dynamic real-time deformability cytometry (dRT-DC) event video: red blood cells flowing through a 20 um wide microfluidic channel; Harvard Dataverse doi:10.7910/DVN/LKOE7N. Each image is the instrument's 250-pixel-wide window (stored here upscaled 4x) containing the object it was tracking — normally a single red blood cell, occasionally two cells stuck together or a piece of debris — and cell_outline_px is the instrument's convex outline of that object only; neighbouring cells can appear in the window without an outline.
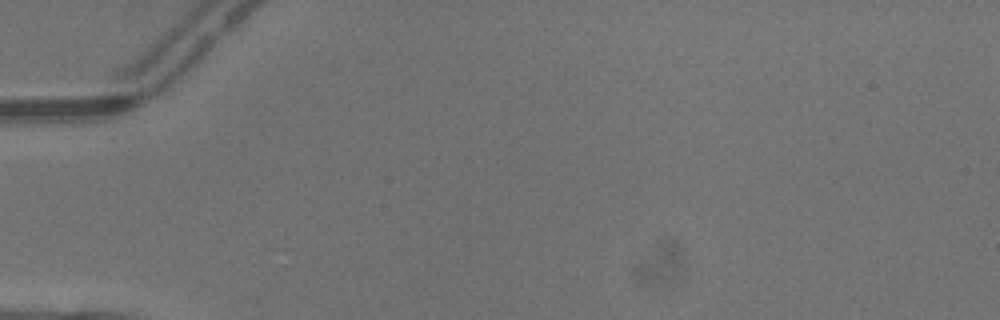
{"species": "common noctule bat (a hibernating species)", "species_latin": "Nyctalus noctula", "temperature_condition": "warm", "stored_images_in_passage": 2, "camera_frame_rate_fps": 3000, "um_per_image_px": 0.085, "animal": {"sex": "male", "body_mass_g": 13.3}, "frame": {"image": 1, "passage_image": 2, "time_ms": 0.333, "image_size_px": [1000, 320], "cell_outline_px": [[208, 40], [200, 80], [196, 88], [188, 96], [164, 100], [156, 88], [196, 44], [204, 40]], "centroid_in_image_um": [15.7, 6.32], "position_along_channel_um": 69.3, "area_um2": 10.98}}